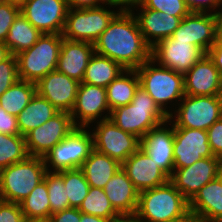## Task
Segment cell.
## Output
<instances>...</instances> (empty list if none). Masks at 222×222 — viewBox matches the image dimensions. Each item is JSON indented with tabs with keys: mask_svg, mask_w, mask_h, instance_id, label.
<instances>
[{
	"mask_svg": "<svg viewBox=\"0 0 222 222\" xmlns=\"http://www.w3.org/2000/svg\"><path fill=\"white\" fill-rule=\"evenodd\" d=\"M42 34L20 13L9 28L3 43L8 46L11 54L16 56L30 49Z\"/></svg>",
	"mask_w": 222,
	"mask_h": 222,
	"instance_id": "obj_30",
	"label": "cell"
},
{
	"mask_svg": "<svg viewBox=\"0 0 222 222\" xmlns=\"http://www.w3.org/2000/svg\"><path fill=\"white\" fill-rule=\"evenodd\" d=\"M174 170L190 166L202 158L214 157L207 131L174 127Z\"/></svg>",
	"mask_w": 222,
	"mask_h": 222,
	"instance_id": "obj_16",
	"label": "cell"
},
{
	"mask_svg": "<svg viewBox=\"0 0 222 222\" xmlns=\"http://www.w3.org/2000/svg\"><path fill=\"white\" fill-rule=\"evenodd\" d=\"M207 54L213 60L222 76V38L220 36L213 43Z\"/></svg>",
	"mask_w": 222,
	"mask_h": 222,
	"instance_id": "obj_45",
	"label": "cell"
},
{
	"mask_svg": "<svg viewBox=\"0 0 222 222\" xmlns=\"http://www.w3.org/2000/svg\"><path fill=\"white\" fill-rule=\"evenodd\" d=\"M139 16H135L145 42L152 47L159 41L173 35L181 19L165 12L149 8H141ZM154 37V40L150 39Z\"/></svg>",
	"mask_w": 222,
	"mask_h": 222,
	"instance_id": "obj_24",
	"label": "cell"
},
{
	"mask_svg": "<svg viewBox=\"0 0 222 222\" xmlns=\"http://www.w3.org/2000/svg\"><path fill=\"white\" fill-rule=\"evenodd\" d=\"M28 1H31V0H15V2H16L19 6H21V5L24 4V3H27Z\"/></svg>",
	"mask_w": 222,
	"mask_h": 222,
	"instance_id": "obj_55",
	"label": "cell"
},
{
	"mask_svg": "<svg viewBox=\"0 0 222 222\" xmlns=\"http://www.w3.org/2000/svg\"><path fill=\"white\" fill-rule=\"evenodd\" d=\"M220 162L217 156L202 158L190 166L173 170L169 181L190 202L204 185L216 178Z\"/></svg>",
	"mask_w": 222,
	"mask_h": 222,
	"instance_id": "obj_15",
	"label": "cell"
},
{
	"mask_svg": "<svg viewBox=\"0 0 222 222\" xmlns=\"http://www.w3.org/2000/svg\"><path fill=\"white\" fill-rule=\"evenodd\" d=\"M152 63L155 61L150 58L136 69L139 83L159 108L169 116L168 121H171L173 115L164 109V106L168 101L172 102L176 98L182 100L184 97V75L163 66L154 67Z\"/></svg>",
	"mask_w": 222,
	"mask_h": 222,
	"instance_id": "obj_6",
	"label": "cell"
},
{
	"mask_svg": "<svg viewBox=\"0 0 222 222\" xmlns=\"http://www.w3.org/2000/svg\"><path fill=\"white\" fill-rule=\"evenodd\" d=\"M207 136L214 156L222 158V118L211 125Z\"/></svg>",
	"mask_w": 222,
	"mask_h": 222,
	"instance_id": "obj_41",
	"label": "cell"
},
{
	"mask_svg": "<svg viewBox=\"0 0 222 222\" xmlns=\"http://www.w3.org/2000/svg\"><path fill=\"white\" fill-rule=\"evenodd\" d=\"M79 84L80 82L55 70L36 83V92L59 111L71 112L76 102Z\"/></svg>",
	"mask_w": 222,
	"mask_h": 222,
	"instance_id": "obj_17",
	"label": "cell"
},
{
	"mask_svg": "<svg viewBox=\"0 0 222 222\" xmlns=\"http://www.w3.org/2000/svg\"><path fill=\"white\" fill-rule=\"evenodd\" d=\"M110 119L117 127L139 139L151 129L169 122V116L141 86L136 90L131 103L111 111Z\"/></svg>",
	"mask_w": 222,
	"mask_h": 222,
	"instance_id": "obj_2",
	"label": "cell"
},
{
	"mask_svg": "<svg viewBox=\"0 0 222 222\" xmlns=\"http://www.w3.org/2000/svg\"><path fill=\"white\" fill-rule=\"evenodd\" d=\"M50 222H81V212L78 208H67L51 214Z\"/></svg>",
	"mask_w": 222,
	"mask_h": 222,
	"instance_id": "obj_43",
	"label": "cell"
},
{
	"mask_svg": "<svg viewBox=\"0 0 222 222\" xmlns=\"http://www.w3.org/2000/svg\"><path fill=\"white\" fill-rule=\"evenodd\" d=\"M122 168V164L93 149L80 168L90 187L104 188L109 180Z\"/></svg>",
	"mask_w": 222,
	"mask_h": 222,
	"instance_id": "obj_26",
	"label": "cell"
},
{
	"mask_svg": "<svg viewBox=\"0 0 222 222\" xmlns=\"http://www.w3.org/2000/svg\"><path fill=\"white\" fill-rule=\"evenodd\" d=\"M140 7L165 12L180 19L192 12L185 0H145Z\"/></svg>",
	"mask_w": 222,
	"mask_h": 222,
	"instance_id": "obj_37",
	"label": "cell"
},
{
	"mask_svg": "<svg viewBox=\"0 0 222 222\" xmlns=\"http://www.w3.org/2000/svg\"><path fill=\"white\" fill-rule=\"evenodd\" d=\"M28 156L24 136L0 133V170L23 161Z\"/></svg>",
	"mask_w": 222,
	"mask_h": 222,
	"instance_id": "obj_34",
	"label": "cell"
},
{
	"mask_svg": "<svg viewBox=\"0 0 222 222\" xmlns=\"http://www.w3.org/2000/svg\"><path fill=\"white\" fill-rule=\"evenodd\" d=\"M69 9H85V8H93L98 7L101 2L102 4L106 3V5L112 6V3H107L105 0H66Z\"/></svg>",
	"mask_w": 222,
	"mask_h": 222,
	"instance_id": "obj_46",
	"label": "cell"
},
{
	"mask_svg": "<svg viewBox=\"0 0 222 222\" xmlns=\"http://www.w3.org/2000/svg\"><path fill=\"white\" fill-rule=\"evenodd\" d=\"M165 124L151 129L140 139V148L169 177L174 170V127L163 128Z\"/></svg>",
	"mask_w": 222,
	"mask_h": 222,
	"instance_id": "obj_20",
	"label": "cell"
},
{
	"mask_svg": "<svg viewBox=\"0 0 222 222\" xmlns=\"http://www.w3.org/2000/svg\"><path fill=\"white\" fill-rule=\"evenodd\" d=\"M182 100L176 111L177 119L173 127L207 131L213 123L222 118V95H184Z\"/></svg>",
	"mask_w": 222,
	"mask_h": 222,
	"instance_id": "obj_9",
	"label": "cell"
},
{
	"mask_svg": "<svg viewBox=\"0 0 222 222\" xmlns=\"http://www.w3.org/2000/svg\"><path fill=\"white\" fill-rule=\"evenodd\" d=\"M107 3H111L113 0H105Z\"/></svg>",
	"mask_w": 222,
	"mask_h": 222,
	"instance_id": "obj_57",
	"label": "cell"
},
{
	"mask_svg": "<svg viewBox=\"0 0 222 222\" xmlns=\"http://www.w3.org/2000/svg\"><path fill=\"white\" fill-rule=\"evenodd\" d=\"M25 217L19 203L0 200V222H24Z\"/></svg>",
	"mask_w": 222,
	"mask_h": 222,
	"instance_id": "obj_40",
	"label": "cell"
},
{
	"mask_svg": "<svg viewBox=\"0 0 222 222\" xmlns=\"http://www.w3.org/2000/svg\"><path fill=\"white\" fill-rule=\"evenodd\" d=\"M44 180L47 183L51 214L69 208V201L63 180V171H46Z\"/></svg>",
	"mask_w": 222,
	"mask_h": 222,
	"instance_id": "obj_36",
	"label": "cell"
},
{
	"mask_svg": "<svg viewBox=\"0 0 222 222\" xmlns=\"http://www.w3.org/2000/svg\"><path fill=\"white\" fill-rule=\"evenodd\" d=\"M206 53L190 41L165 38L151 47V59L160 66L185 75Z\"/></svg>",
	"mask_w": 222,
	"mask_h": 222,
	"instance_id": "obj_13",
	"label": "cell"
},
{
	"mask_svg": "<svg viewBox=\"0 0 222 222\" xmlns=\"http://www.w3.org/2000/svg\"><path fill=\"white\" fill-rule=\"evenodd\" d=\"M185 2L192 12H206L209 10L207 8L220 7L222 4L221 0H185Z\"/></svg>",
	"mask_w": 222,
	"mask_h": 222,
	"instance_id": "obj_44",
	"label": "cell"
},
{
	"mask_svg": "<svg viewBox=\"0 0 222 222\" xmlns=\"http://www.w3.org/2000/svg\"><path fill=\"white\" fill-rule=\"evenodd\" d=\"M168 222H204L196 213L189 210L183 216L170 220Z\"/></svg>",
	"mask_w": 222,
	"mask_h": 222,
	"instance_id": "obj_48",
	"label": "cell"
},
{
	"mask_svg": "<svg viewBox=\"0 0 222 222\" xmlns=\"http://www.w3.org/2000/svg\"><path fill=\"white\" fill-rule=\"evenodd\" d=\"M125 70L120 63L94 53L86 67L82 83L106 88Z\"/></svg>",
	"mask_w": 222,
	"mask_h": 222,
	"instance_id": "obj_29",
	"label": "cell"
},
{
	"mask_svg": "<svg viewBox=\"0 0 222 222\" xmlns=\"http://www.w3.org/2000/svg\"><path fill=\"white\" fill-rule=\"evenodd\" d=\"M59 112L46 98L37 92L29 104L17 116L18 128L21 136L44 124Z\"/></svg>",
	"mask_w": 222,
	"mask_h": 222,
	"instance_id": "obj_27",
	"label": "cell"
},
{
	"mask_svg": "<svg viewBox=\"0 0 222 222\" xmlns=\"http://www.w3.org/2000/svg\"><path fill=\"white\" fill-rule=\"evenodd\" d=\"M11 55V52L6 44L0 42V62L6 60Z\"/></svg>",
	"mask_w": 222,
	"mask_h": 222,
	"instance_id": "obj_50",
	"label": "cell"
},
{
	"mask_svg": "<svg viewBox=\"0 0 222 222\" xmlns=\"http://www.w3.org/2000/svg\"><path fill=\"white\" fill-rule=\"evenodd\" d=\"M36 93V83L18 80L0 96V106L8 113L18 116Z\"/></svg>",
	"mask_w": 222,
	"mask_h": 222,
	"instance_id": "obj_31",
	"label": "cell"
},
{
	"mask_svg": "<svg viewBox=\"0 0 222 222\" xmlns=\"http://www.w3.org/2000/svg\"><path fill=\"white\" fill-rule=\"evenodd\" d=\"M188 211L189 201L168 181L161 186L139 192L134 217L140 222H168Z\"/></svg>",
	"mask_w": 222,
	"mask_h": 222,
	"instance_id": "obj_3",
	"label": "cell"
},
{
	"mask_svg": "<svg viewBox=\"0 0 222 222\" xmlns=\"http://www.w3.org/2000/svg\"><path fill=\"white\" fill-rule=\"evenodd\" d=\"M117 14L102 6L69 9L62 36L68 40L94 44Z\"/></svg>",
	"mask_w": 222,
	"mask_h": 222,
	"instance_id": "obj_7",
	"label": "cell"
},
{
	"mask_svg": "<svg viewBox=\"0 0 222 222\" xmlns=\"http://www.w3.org/2000/svg\"><path fill=\"white\" fill-rule=\"evenodd\" d=\"M63 180L69 208H79L90 189L83 171L80 168L63 170Z\"/></svg>",
	"mask_w": 222,
	"mask_h": 222,
	"instance_id": "obj_35",
	"label": "cell"
},
{
	"mask_svg": "<svg viewBox=\"0 0 222 222\" xmlns=\"http://www.w3.org/2000/svg\"><path fill=\"white\" fill-rule=\"evenodd\" d=\"M132 75V78L129 77ZM118 77L112 80L106 87L107 102L110 112L120 106L131 103L135 92L140 86L136 69H126Z\"/></svg>",
	"mask_w": 222,
	"mask_h": 222,
	"instance_id": "obj_28",
	"label": "cell"
},
{
	"mask_svg": "<svg viewBox=\"0 0 222 222\" xmlns=\"http://www.w3.org/2000/svg\"><path fill=\"white\" fill-rule=\"evenodd\" d=\"M104 110L111 114L107 102L106 88L81 82L74 108L70 112L74 126L88 127L91 122H94L93 120L102 115L101 113ZM76 117L80 118V125L77 124Z\"/></svg>",
	"mask_w": 222,
	"mask_h": 222,
	"instance_id": "obj_21",
	"label": "cell"
},
{
	"mask_svg": "<svg viewBox=\"0 0 222 222\" xmlns=\"http://www.w3.org/2000/svg\"><path fill=\"white\" fill-rule=\"evenodd\" d=\"M219 15V36L222 38V11L218 13Z\"/></svg>",
	"mask_w": 222,
	"mask_h": 222,
	"instance_id": "obj_53",
	"label": "cell"
},
{
	"mask_svg": "<svg viewBox=\"0 0 222 222\" xmlns=\"http://www.w3.org/2000/svg\"><path fill=\"white\" fill-rule=\"evenodd\" d=\"M117 219H105L98 216L88 215L81 212V222H113Z\"/></svg>",
	"mask_w": 222,
	"mask_h": 222,
	"instance_id": "obj_49",
	"label": "cell"
},
{
	"mask_svg": "<svg viewBox=\"0 0 222 222\" xmlns=\"http://www.w3.org/2000/svg\"><path fill=\"white\" fill-rule=\"evenodd\" d=\"M103 189L111 205L121 217H134L138 205L139 191L122 168Z\"/></svg>",
	"mask_w": 222,
	"mask_h": 222,
	"instance_id": "obj_23",
	"label": "cell"
},
{
	"mask_svg": "<svg viewBox=\"0 0 222 222\" xmlns=\"http://www.w3.org/2000/svg\"><path fill=\"white\" fill-rule=\"evenodd\" d=\"M216 178L220 182V184L222 185V162H220V164L218 166Z\"/></svg>",
	"mask_w": 222,
	"mask_h": 222,
	"instance_id": "obj_52",
	"label": "cell"
},
{
	"mask_svg": "<svg viewBox=\"0 0 222 222\" xmlns=\"http://www.w3.org/2000/svg\"><path fill=\"white\" fill-rule=\"evenodd\" d=\"M0 133L6 135H20L17 117L8 114L1 106H0Z\"/></svg>",
	"mask_w": 222,
	"mask_h": 222,
	"instance_id": "obj_42",
	"label": "cell"
},
{
	"mask_svg": "<svg viewBox=\"0 0 222 222\" xmlns=\"http://www.w3.org/2000/svg\"><path fill=\"white\" fill-rule=\"evenodd\" d=\"M25 219H49L51 216L47 183L43 180L20 203Z\"/></svg>",
	"mask_w": 222,
	"mask_h": 222,
	"instance_id": "obj_32",
	"label": "cell"
},
{
	"mask_svg": "<svg viewBox=\"0 0 222 222\" xmlns=\"http://www.w3.org/2000/svg\"><path fill=\"white\" fill-rule=\"evenodd\" d=\"M145 2V0H113L111 3L114 6H118L121 5V8H119L120 11H130V7L131 6H135V5H142ZM125 5V6H123ZM131 5V6H129ZM123 6V8H122Z\"/></svg>",
	"mask_w": 222,
	"mask_h": 222,
	"instance_id": "obj_47",
	"label": "cell"
},
{
	"mask_svg": "<svg viewBox=\"0 0 222 222\" xmlns=\"http://www.w3.org/2000/svg\"><path fill=\"white\" fill-rule=\"evenodd\" d=\"M20 14V6L14 0L0 4V42H4L9 28Z\"/></svg>",
	"mask_w": 222,
	"mask_h": 222,
	"instance_id": "obj_39",
	"label": "cell"
},
{
	"mask_svg": "<svg viewBox=\"0 0 222 222\" xmlns=\"http://www.w3.org/2000/svg\"><path fill=\"white\" fill-rule=\"evenodd\" d=\"M46 171L44 159L35 156L0 170V200L20 204L44 180Z\"/></svg>",
	"mask_w": 222,
	"mask_h": 222,
	"instance_id": "obj_4",
	"label": "cell"
},
{
	"mask_svg": "<svg viewBox=\"0 0 222 222\" xmlns=\"http://www.w3.org/2000/svg\"><path fill=\"white\" fill-rule=\"evenodd\" d=\"M66 0H31L20 13L41 33L62 34L68 13Z\"/></svg>",
	"mask_w": 222,
	"mask_h": 222,
	"instance_id": "obj_14",
	"label": "cell"
},
{
	"mask_svg": "<svg viewBox=\"0 0 222 222\" xmlns=\"http://www.w3.org/2000/svg\"><path fill=\"white\" fill-rule=\"evenodd\" d=\"M122 169L139 192L169 181V176L140 147L122 163Z\"/></svg>",
	"mask_w": 222,
	"mask_h": 222,
	"instance_id": "obj_19",
	"label": "cell"
},
{
	"mask_svg": "<svg viewBox=\"0 0 222 222\" xmlns=\"http://www.w3.org/2000/svg\"><path fill=\"white\" fill-rule=\"evenodd\" d=\"M75 128L70 112L59 111L24 137L29 156L42 157Z\"/></svg>",
	"mask_w": 222,
	"mask_h": 222,
	"instance_id": "obj_11",
	"label": "cell"
},
{
	"mask_svg": "<svg viewBox=\"0 0 222 222\" xmlns=\"http://www.w3.org/2000/svg\"><path fill=\"white\" fill-rule=\"evenodd\" d=\"M189 210L204 222H222V185L217 178L198 191L189 202Z\"/></svg>",
	"mask_w": 222,
	"mask_h": 222,
	"instance_id": "obj_25",
	"label": "cell"
},
{
	"mask_svg": "<svg viewBox=\"0 0 222 222\" xmlns=\"http://www.w3.org/2000/svg\"><path fill=\"white\" fill-rule=\"evenodd\" d=\"M62 39V34L43 33L30 49L17 54L19 79L37 83L48 73L55 71Z\"/></svg>",
	"mask_w": 222,
	"mask_h": 222,
	"instance_id": "obj_5",
	"label": "cell"
},
{
	"mask_svg": "<svg viewBox=\"0 0 222 222\" xmlns=\"http://www.w3.org/2000/svg\"><path fill=\"white\" fill-rule=\"evenodd\" d=\"M93 149V135L83 127H75L44 156L46 170L49 171L48 162L54 172L81 168Z\"/></svg>",
	"mask_w": 222,
	"mask_h": 222,
	"instance_id": "obj_8",
	"label": "cell"
},
{
	"mask_svg": "<svg viewBox=\"0 0 222 222\" xmlns=\"http://www.w3.org/2000/svg\"><path fill=\"white\" fill-rule=\"evenodd\" d=\"M7 0H0V4H2V3H4V2H6Z\"/></svg>",
	"mask_w": 222,
	"mask_h": 222,
	"instance_id": "obj_56",
	"label": "cell"
},
{
	"mask_svg": "<svg viewBox=\"0 0 222 222\" xmlns=\"http://www.w3.org/2000/svg\"><path fill=\"white\" fill-rule=\"evenodd\" d=\"M219 12H191L181 19L179 26L170 36L172 39L190 41L206 54L219 37Z\"/></svg>",
	"mask_w": 222,
	"mask_h": 222,
	"instance_id": "obj_12",
	"label": "cell"
},
{
	"mask_svg": "<svg viewBox=\"0 0 222 222\" xmlns=\"http://www.w3.org/2000/svg\"><path fill=\"white\" fill-rule=\"evenodd\" d=\"M97 123L96 131L92 135L94 149L98 152L122 164L140 147V139L117 127L110 115L103 116Z\"/></svg>",
	"mask_w": 222,
	"mask_h": 222,
	"instance_id": "obj_10",
	"label": "cell"
},
{
	"mask_svg": "<svg viewBox=\"0 0 222 222\" xmlns=\"http://www.w3.org/2000/svg\"><path fill=\"white\" fill-rule=\"evenodd\" d=\"M113 222H140L135 217H121L117 220H114Z\"/></svg>",
	"mask_w": 222,
	"mask_h": 222,
	"instance_id": "obj_51",
	"label": "cell"
},
{
	"mask_svg": "<svg viewBox=\"0 0 222 222\" xmlns=\"http://www.w3.org/2000/svg\"><path fill=\"white\" fill-rule=\"evenodd\" d=\"M118 12L94 42V50L125 69H137L151 58V47L145 42L132 10Z\"/></svg>",
	"mask_w": 222,
	"mask_h": 222,
	"instance_id": "obj_1",
	"label": "cell"
},
{
	"mask_svg": "<svg viewBox=\"0 0 222 222\" xmlns=\"http://www.w3.org/2000/svg\"><path fill=\"white\" fill-rule=\"evenodd\" d=\"M24 222H50V220L49 219H41V220L25 219Z\"/></svg>",
	"mask_w": 222,
	"mask_h": 222,
	"instance_id": "obj_54",
	"label": "cell"
},
{
	"mask_svg": "<svg viewBox=\"0 0 222 222\" xmlns=\"http://www.w3.org/2000/svg\"><path fill=\"white\" fill-rule=\"evenodd\" d=\"M78 210L84 214L102 217L105 219H119L121 216L111 205L104 189L90 187L88 195Z\"/></svg>",
	"mask_w": 222,
	"mask_h": 222,
	"instance_id": "obj_33",
	"label": "cell"
},
{
	"mask_svg": "<svg viewBox=\"0 0 222 222\" xmlns=\"http://www.w3.org/2000/svg\"><path fill=\"white\" fill-rule=\"evenodd\" d=\"M19 80L17 57L11 54L0 62V96Z\"/></svg>",
	"mask_w": 222,
	"mask_h": 222,
	"instance_id": "obj_38",
	"label": "cell"
},
{
	"mask_svg": "<svg viewBox=\"0 0 222 222\" xmlns=\"http://www.w3.org/2000/svg\"><path fill=\"white\" fill-rule=\"evenodd\" d=\"M94 53V44L63 38L56 70L81 83Z\"/></svg>",
	"mask_w": 222,
	"mask_h": 222,
	"instance_id": "obj_22",
	"label": "cell"
},
{
	"mask_svg": "<svg viewBox=\"0 0 222 222\" xmlns=\"http://www.w3.org/2000/svg\"><path fill=\"white\" fill-rule=\"evenodd\" d=\"M184 92L189 96L222 95V76L208 54L184 75Z\"/></svg>",
	"mask_w": 222,
	"mask_h": 222,
	"instance_id": "obj_18",
	"label": "cell"
}]
</instances>
